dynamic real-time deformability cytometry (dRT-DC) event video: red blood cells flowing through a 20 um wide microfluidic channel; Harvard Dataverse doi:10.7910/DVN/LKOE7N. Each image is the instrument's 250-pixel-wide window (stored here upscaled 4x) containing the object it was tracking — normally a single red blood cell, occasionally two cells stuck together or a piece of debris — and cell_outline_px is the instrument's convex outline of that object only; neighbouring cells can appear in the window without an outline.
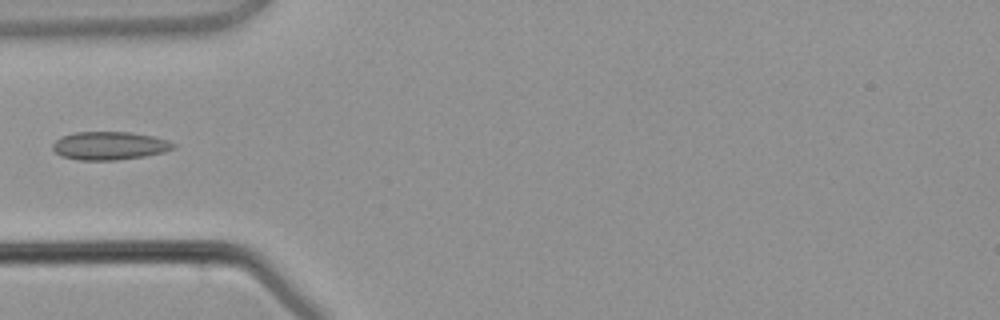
{"species": "common noctule bat (a hibernating species)", "species_latin": "Nyctalus noctula", "temperature_condition": "warm", "stored_images_in_passage": 4, "camera_frame_rate_fps": 3000, "um_per_image_px": 0.085, "animal": {"sex": "male", "body_mass_g": 21.5, "forearm_length_mm": 52.0}, "frame": {"image": 1, "passage_image": 4, "time_ms": 4.0, "image_size_px": [1000, 320], "cell_outline_px": [[176, 148], [164, 152], [144, 156], [116, 160], [76, 160], [60, 156], [52, 148], [52, 144], [60, 136], [76, 132], [128, 132], [152, 136], [168, 140], [176, 144]], "centroid_in_image_um": [9.29, 12.39], "position_along_channel_um": 75.7, "area_um2": 19.94}}